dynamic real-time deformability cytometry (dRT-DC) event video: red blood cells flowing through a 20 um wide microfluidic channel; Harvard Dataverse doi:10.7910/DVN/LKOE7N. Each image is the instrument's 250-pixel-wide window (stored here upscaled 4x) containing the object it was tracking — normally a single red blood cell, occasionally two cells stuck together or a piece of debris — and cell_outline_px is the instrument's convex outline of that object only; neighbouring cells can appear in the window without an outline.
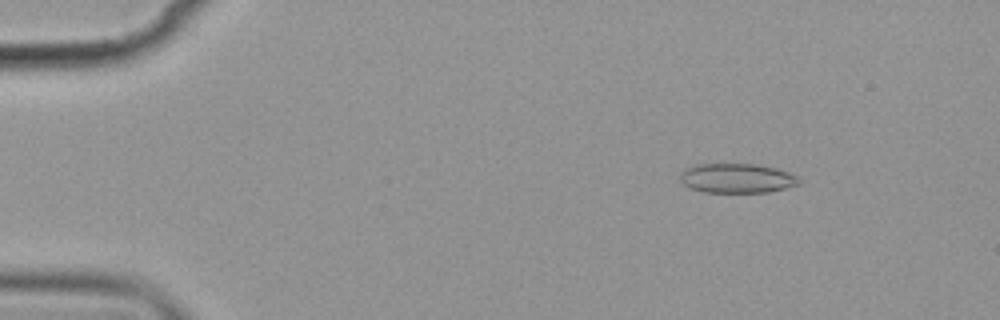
{"species": "common noctule bat (a hibernating species)", "species_latin": "Nyctalus noctula", "temperature_condition": "cold", "stored_images_in_passage": 4, "camera_frame_rate_fps": 3000, "um_per_image_px": 0.085, "animal": {"sex": "female", "body_mass_g": 19.9}, "frame": {"image": 1, "passage_image": 2, "time_ms": 1.333, "image_size_px": [1000, 320], "cell_outline_px": [[800, 184], [768, 192], [704, 192], [688, 188], [680, 180], [680, 172], [684, 168], [696, 164], [756, 164], [776, 168], [800, 176]], "centroid_in_image_um": [62.62, 15.14], "position_along_channel_um": 22.4, "area_um2": 20.63}}